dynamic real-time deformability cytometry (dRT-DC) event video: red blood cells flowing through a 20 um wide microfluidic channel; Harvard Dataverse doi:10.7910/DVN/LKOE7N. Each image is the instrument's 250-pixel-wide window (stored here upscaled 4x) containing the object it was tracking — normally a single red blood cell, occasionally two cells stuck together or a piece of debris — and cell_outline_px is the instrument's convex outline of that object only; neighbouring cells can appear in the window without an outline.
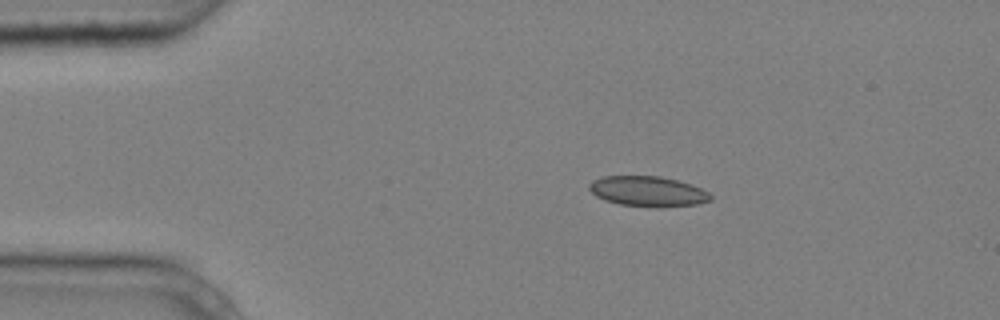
{"species": "common noctule bat (a hibernating species)", "species_latin": "Nyctalus noctula", "temperature_condition": "cold", "stored_images_in_passage": 5, "camera_frame_rate_fps": 3000, "um_per_image_px": 0.085, "animal": {"sex": "male", "body_mass_g": 20.4}, "frame": {"image": 1, "passage_image": 2, "time_ms": 0.333, "image_size_px": [1000, 320], "cell_outline_px": [[712, 200], [696, 204], [660, 208], [620, 204], [604, 200], [596, 196], [588, 188], [588, 184], [592, 180], [604, 176], [660, 176], [692, 184], [708, 192], [712, 196]], "centroid_in_image_um": [55.06, 16.27], "position_along_channel_um": 29.9, "area_um2": 21.5}}
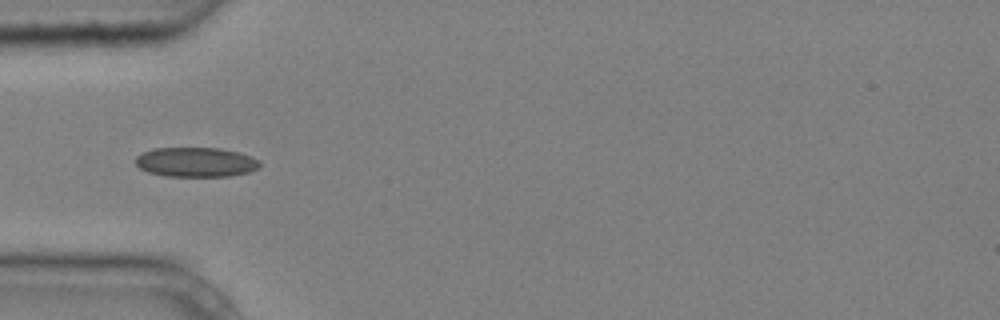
{"frame": {"image": 2, "passage_image": 4, "time_ms": 1.0, "image_size_px": [1000, 320], "cell_outline_px": [[260, 168], [248, 172], [228, 176], [168, 176], [148, 172], [140, 168], [136, 164], [136, 156], [144, 152], [156, 148], [220, 148], [240, 152], [252, 156], [260, 160]], "centroid_in_image_um": [16.7, 13.77], "position_along_channel_um": 68.3, "area_um2": 21.44}}
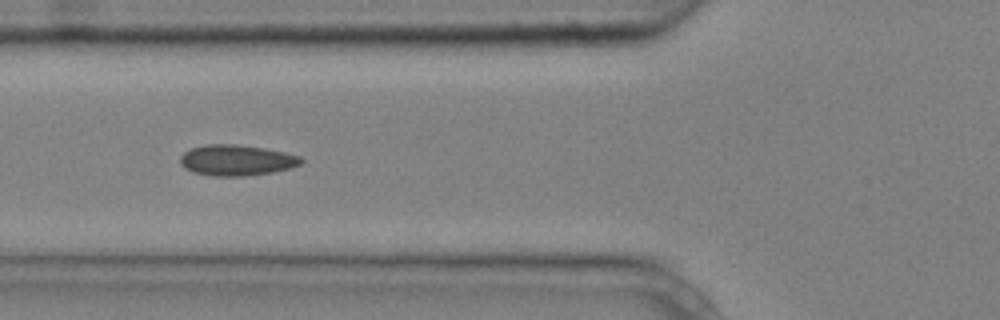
{"frame": {"image": 3, "passage_image": 5, "time_ms": 1.333, "image_size_px": [1000, 320], "cell_outline_px": [[304, 160], [300, 164], [292, 168], [272, 172], [244, 176], [212, 176], [192, 172], [184, 168], [180, 164], [180, 156], [188, 148], [204, 144], [236, 144], [264, 148], [284, 152], [300, 156]], "centroid_in_image_um": [20.07, 13.61], "position_along_channel_um": 105.7, "area_um2": 21.96}}